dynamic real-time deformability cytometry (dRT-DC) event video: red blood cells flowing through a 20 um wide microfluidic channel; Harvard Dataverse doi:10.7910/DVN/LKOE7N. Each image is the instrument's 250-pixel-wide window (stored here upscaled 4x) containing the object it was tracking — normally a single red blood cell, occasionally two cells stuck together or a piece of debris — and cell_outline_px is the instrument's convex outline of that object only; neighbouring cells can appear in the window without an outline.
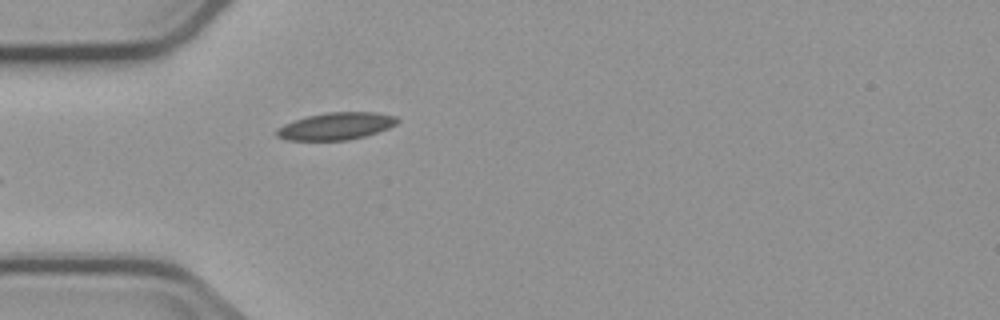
{"species": "common noctule bat (a hibernating species)", "species_latin": "Nyctalus noctula", "temperature_condition": "cold", "stored_images_in_passage": 5, "camera_frame_rate_fps": 3000, "um_per_image_px": 0.085, "animal": {"sex": "male", "body_mass_g": 23.1, "forearm_length_mm": 52.7}, "frame": {"image": 1, "passage_image": 5, "time_ms": 4.667, "image_size_px": [1000, 320], "cell_outline_px": [[400, 120], [396, 124], [388, 128], [364, 136], [348, 140], [288, 140], [276, 136], [276, 128], [284, 124], [308, 116], [328, 112], [376, 112], [396, 116]], "centroid_in_image_um": [28.57, 10.72], "position_along_channel_um": 56.4, "area_um2": 19.02}}